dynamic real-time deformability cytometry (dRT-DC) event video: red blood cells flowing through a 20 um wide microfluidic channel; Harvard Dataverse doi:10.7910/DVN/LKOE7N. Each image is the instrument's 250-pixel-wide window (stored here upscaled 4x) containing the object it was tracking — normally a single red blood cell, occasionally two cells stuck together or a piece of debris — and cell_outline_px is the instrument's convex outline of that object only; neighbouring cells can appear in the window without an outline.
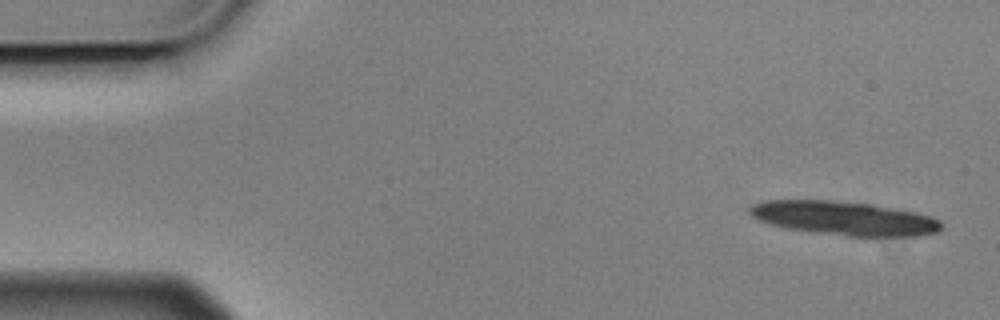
{"species": "Egyptian fruit bat (a non-hibernating species)", "species_latin": "Rousettus aegyptiacus", "temperature_condition": "cold", "stored_images_in_passage": 4, "camera_frame_rate_fps": 3000, "um_per_image_px": 0.085, "animal": {"sex": "male"}, "frame": {"image": 1, "passage_image": 1, "time_ms": 0.0, "image_size_px": [1000, 320], "cell_outline_px": [[944, 228], [940, 232], [920, 236], [848, 236], [784, 228], [760, 220], [752, 216], [748, 212], [748, 208], [752, 204], [768, 200], [832, 200], [872, 204], [916, 212], [932, 216], [940, 220], [944, 224]], "centroid_in_image_um": [71.82, 18.55], "position_along_channel_um": 13.2, "area_um2": 38.09}}